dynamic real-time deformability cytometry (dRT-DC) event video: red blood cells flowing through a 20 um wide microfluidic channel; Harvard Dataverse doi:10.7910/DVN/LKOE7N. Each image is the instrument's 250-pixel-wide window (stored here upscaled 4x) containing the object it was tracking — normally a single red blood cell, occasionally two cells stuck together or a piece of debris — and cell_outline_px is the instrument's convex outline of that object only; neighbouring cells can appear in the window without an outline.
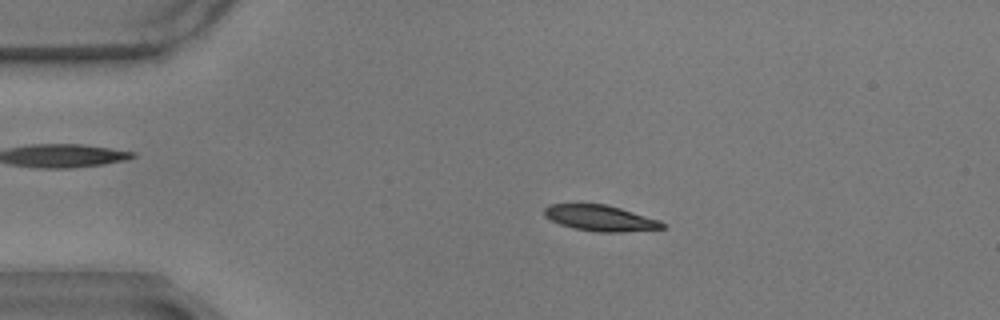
{"species": "common noctule bat (a hibernating species)", "species_latin": "Nyctalus noctula", "temperature_condition": "warm", "stored_images_in_passage": 57, "camera_frame_rate_fps": 3000, "um_per_image_px": 0.085, "animal": {"sex": "male", "body_mass_g": 17.9}, "frame": {"image": 1, "passage_image": 11, "time_ms": 3.333, "image_size_px": [1000, 320], "cell_outline_px": [[668, 228], [620, 232], [596, 232], [572, 228], [560, 224], [544, 216], [544, 208], [548, 204], [604, 204], [620, 208], [660, 220]], "centroid_in_image_um": [51.03, 18.54], "position_along_channel_um": 34.0, "area_um2": 17.8}}
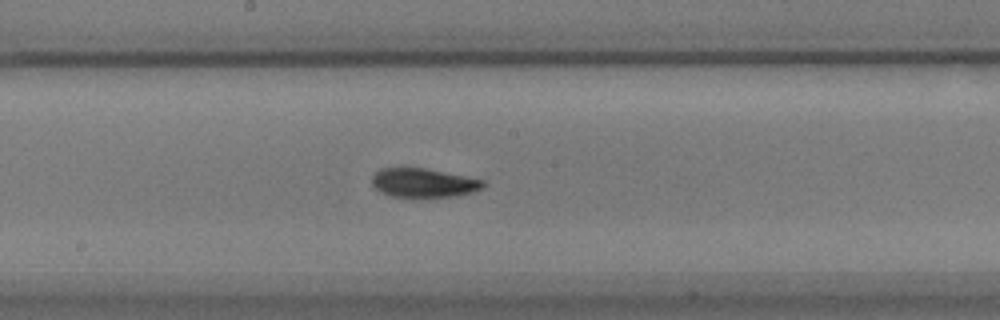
{"frame": {"image": 2, "passage_image": 30, "time_ms": 9.667, "image_size_px": [1000, 320], "cell_outline_px": [[488, 184], [484, 188], [472, 192], [456, 196], [392, 196], [380, 192], [372, 184], [372, 176], [380, 168], [400, 164], [424, 168], [484, 180]], "centroid_in_image_um": [35.96, 15.49], "position_along_channel_um": 212.2, "area_um2": 19.19}}
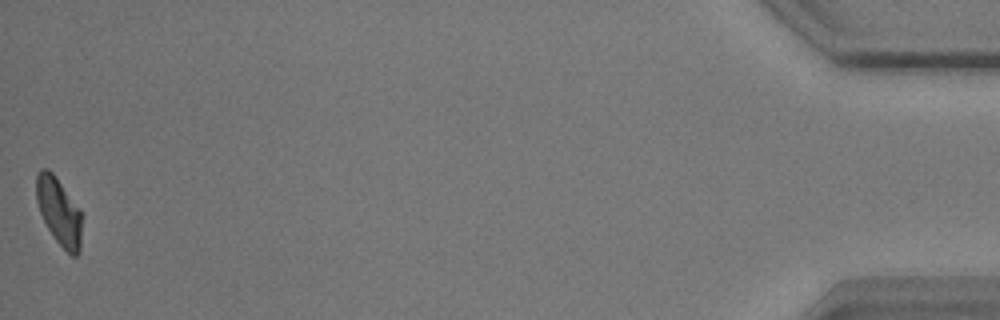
{"frame": {"image": 3, "passage_image": 57, "time_ms": 18.667, "image_size_px": [1000, 320], "cell_outline_px": [[80, 252], [76, 256], [72, 256], [56, 240], [48, 228], [40, 212], [36, 200], [36, 176], [40, 168], [48, 168], [52, 172], [80, 208]], "centroid_in_image_um": [4.99, 17.94], "position_along_channel_um": 430.2, "area_um2": 17.57}, "authors_computed_cell_mechanics": {"area_um2": 18.7272, "velocity_mm_per_s": 3.4738, "shape_relaxation_time_tau1_ms": 3.5647, "shape_relaxation_time_tau2_ms": 3.834, "deformation_change_tau1": 0.1409, "deformation_change_tau2": 0.0583}}